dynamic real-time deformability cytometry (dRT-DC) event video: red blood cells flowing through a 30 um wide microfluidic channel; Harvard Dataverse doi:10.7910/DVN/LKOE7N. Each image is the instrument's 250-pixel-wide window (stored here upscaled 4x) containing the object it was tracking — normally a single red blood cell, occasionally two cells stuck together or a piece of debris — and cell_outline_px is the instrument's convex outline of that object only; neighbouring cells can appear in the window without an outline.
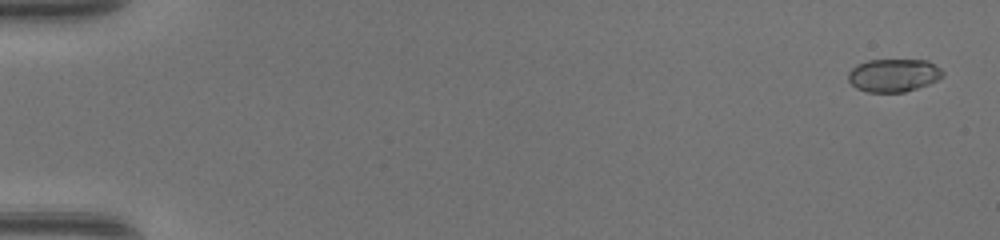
{"species": "common noctule bat (a hibernating species)", "species_latin": "Nyctalus noctula", "temperature_condition": "warm", "stored_images_in_passage": 49, "camera_frame_rate_fps": 3000, "um_per_image_px": 0.085, "animal": {"sex": "female", "body_mass_g": 17.0, "forearm_length_mm": 48.0}, "frame": {"image": 1, "passage_image": 2, "time_ms": 0.333, "image_size_px": [1000, 240], "cell_outline_px": [[944, 76], [928, 84], [904, 92], [868, 92], [856, 88], [848, 80], [848, 72], [856, 64], [868, 60], [928, 60], [940, 68], [944, 72]], "centroid_in_image_um": [75.94, 6.39], "position_along_channel_um": 9.1, "area_um2": 18.21}}
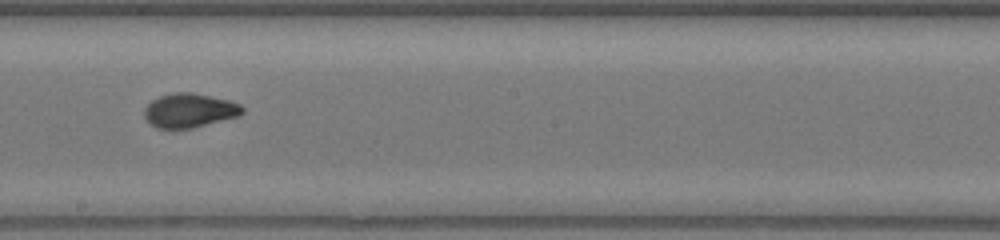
{"frame": {"image": 2, "passage_image": 29, "time_ms": 9.333, "image_size_px": [1000, 240], "cell_outline_px": [[244, 112], [236, 116], [192, 128], [156, 128], [144, 116], [144, 108], [152, 100], [160, 96], [176, 92], [192, 92], [228, 100], [240, 104], [244, 108]], "centroid_in_image_um": [16.09, 9.38], "position_along_channel_um": 232.1, "area_um2": 19.19}}
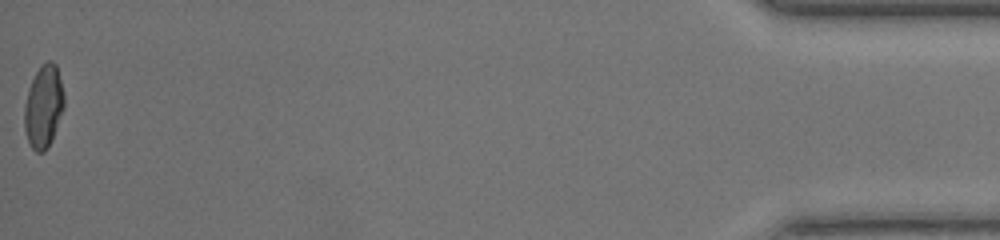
{"frame": {"image": 3, "passage_image": 49, "time_ms": 16.0, "image_size_px": [1000, 240], "cell_outline_px": [[64, 108], [48, 148], [44, 152], [36, 152], [32, 148], [28, 140], [24, 128], [24, 104], [28, 88], [40, 64], [48, 60], [52, 60], [56, 64], [64, 92]], "centroid_in_image_um": [3.7, 9.02], "position_along_channel_um": 431.5, "area_um2": 19.31}, "authors_computed_cell_mechanics": {"area_um2": 19.074, "velocity_mm_per_s": 4.4108, "shape_relaxation_time_tau1_ms": 4.0475, "shape_relaxation_time_tau2_ms": 0.7269, "deformation_change_tau1": 0.1898, "deformation_change_tau2": 0.0473}}